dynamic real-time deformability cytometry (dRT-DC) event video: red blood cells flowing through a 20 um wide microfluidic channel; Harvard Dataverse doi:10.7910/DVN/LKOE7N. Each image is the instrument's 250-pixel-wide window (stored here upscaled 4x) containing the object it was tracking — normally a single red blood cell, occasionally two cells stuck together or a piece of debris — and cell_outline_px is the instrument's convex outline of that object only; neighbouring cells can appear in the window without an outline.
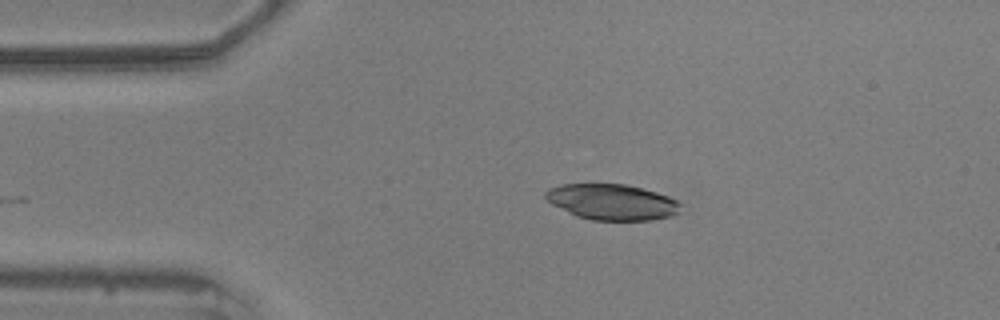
{"species": "common noctule bat (a hibernating species)", "species_latin": "Nyctalus noctula", "temperature_condition": "warm", "stored_images_in_passage": 46, "camera_frame_rate_fps": 3000, "um_per_image_px": 0.085, "animal": {"sex": "male", "body_mass_g": 20.5, "forearm_length_mm": 52.5}, "frame": {"image": 1, "passage_image": 1, "time_ms": 0.0, "image_size_px": [1000, 320], "cell_outline_px": [[680, 212], [672, 216], [652, 220], [592, 220], [576, 216], [552, 204], [544, 196], [544, 192], [548, 188], [560, 184], [624, 184], [644, 188], [668, 196], [676, 200], [680, 204]], "centroid_in_image_um": [52.02, 17.17], "position_along_channel_um": 33.0, "area_um2": 28.26}}
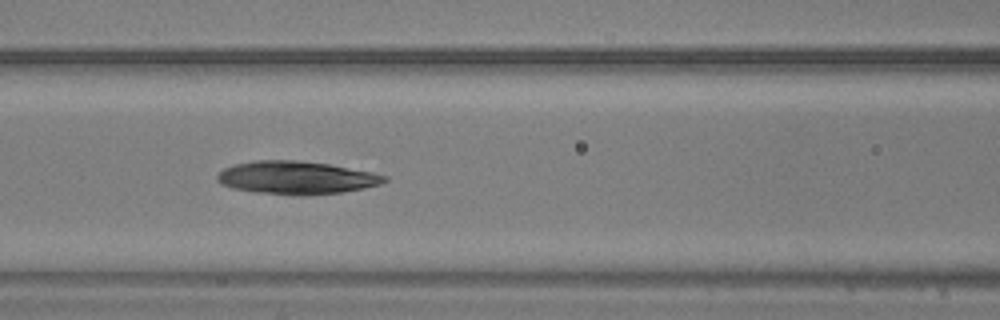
{"frame": {"image": 2, "passage_image": 13, "time_ms": 4.0, "image_size_px": [1000, 320], "cell_outline_px": [[388, 180], [380, 184], [364, 188], [340, 192], [304, 196], [300, 196], [256, 192], [232, 188], [220, 184], [216, 180], [216, 176], [224, 168], [232, 164], [256, 160], [296, 160], [328, 164], [372, 172], [388, 176]], "centroid_in_image_um": [25.16, 15.1], "position_along_channel_um": 141.4, "area_um2": 32.25}}
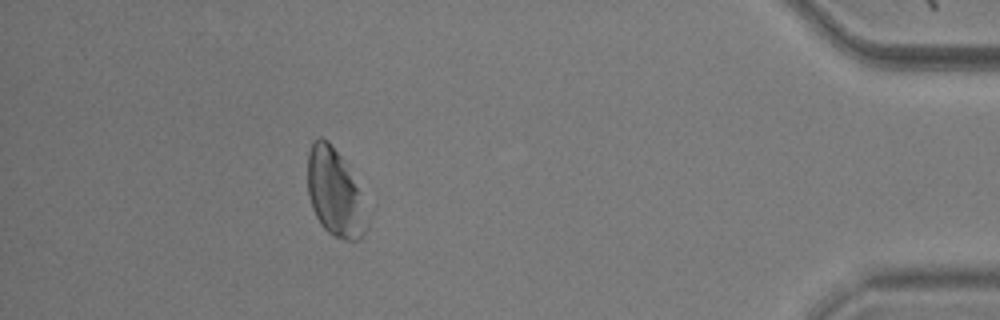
{"frame": {"image": 3, "passage_image": 40, "time_ms": 13.0, "image_size_px": [1000, 320], "cell_outline_px": [[372, 212], [368, 228], [364, 236], [360, 240], [344, 240], [332, 236], [320, 224], [312, 208], [308, 196], [308, 152], [312, 140], [316, 136], [320, 136], [328, 140], [344, 160]], "centroid_in_image_um": [28.54, 16.43], "position_along_channel_um": 406.7, "area_um2": 31.5}}